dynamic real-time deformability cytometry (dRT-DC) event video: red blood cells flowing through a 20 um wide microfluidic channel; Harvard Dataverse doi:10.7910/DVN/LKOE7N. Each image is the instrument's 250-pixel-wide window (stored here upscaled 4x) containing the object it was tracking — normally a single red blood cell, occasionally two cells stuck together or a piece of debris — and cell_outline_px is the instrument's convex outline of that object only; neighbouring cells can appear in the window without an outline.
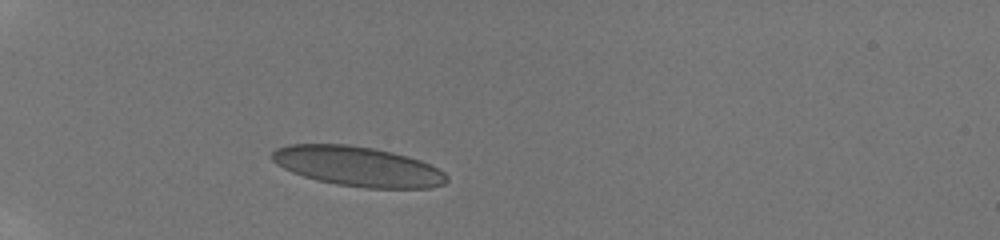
{"species": "human", "species_latin": "Homo sapiens", "temperature_condition": "room temperature", "stored_images_in_passage": 28, "camera_frame_rate_fps": 3000, "um_per_image_px": 0.085, "donor": {"sex": "male"}, "frame": {"image": 1, "passage_image": 1, "time_ms": 0.0, "image_size_px": [1000, 240], "cell_outline_px": [[448, 180], [444, 184], [432, 188], [364, 188], [336, 184], [316, 180], [292, 172], [276, 164], [272, 160], [272, 152], [276, 148], [288, 144], [348, 144], [372, 148], [392, 152], [420, 160], [444, 172], [448, 176]], "centroid_in_image_um": [30.4, 14.15], "position_along_channel_um": 54.6, "area_um2": 40.52}}
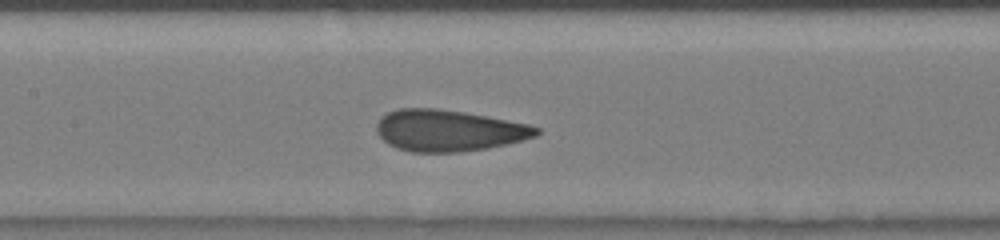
{"frame": {"image": 2, "passage_image": 14, "time_ms": 3.667, "image_size_px": [1000, 240], "cell_outline_px": [[540, 132], [536, 136], [508, 144], [488, 148], [456, 152], [412, 152], [396, 148], [388, 144], [376, 132], [376, 124], [388, 112], [396, 108], [436, 108], [464, 112], [528, 124], [540, 128]], "centroid_in_image_um": [38.13, 11.1], "position_along_channel_um": 169.3, "area_um2": 38.49}}
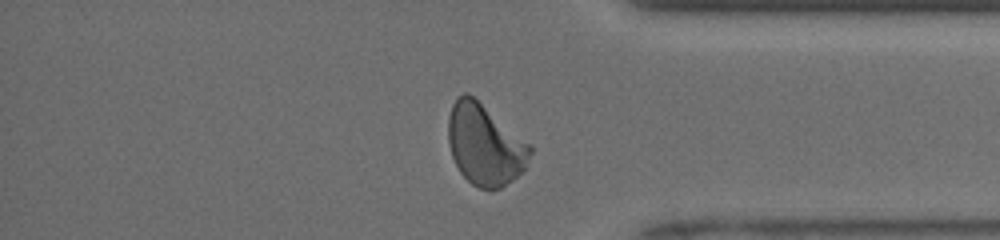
{"frame": {"image": 3, "passage_image": 25, "time_ms": 9.333, "image_size_px": [1000, 240], "cell_outline_px": [[532, 152], [524, 168], [512, 180], [500, 188], [492, 192], [480, 188], [472, 184], [460, 172], [452, 156], [448, 144], [448, 116], [452, 104], [456, 96], [464, 92], [468, 92], [532, 144]], "centroid_in_image_um": [41.21, 12.28], "position_along_channel_um": 394.0, "area_um2": 39.02}, "authors_computed_cell_mechanics": {"area_um2": 38.6393, "velocity_mm_per_s": 4.0702, "shape_relaxation_time_tau1_ms": 3.4867, "shape_relaxation_time_tau2_ms": null, "deformation_change_tau1": 0.1505, "deformation_change_tau2": null}}